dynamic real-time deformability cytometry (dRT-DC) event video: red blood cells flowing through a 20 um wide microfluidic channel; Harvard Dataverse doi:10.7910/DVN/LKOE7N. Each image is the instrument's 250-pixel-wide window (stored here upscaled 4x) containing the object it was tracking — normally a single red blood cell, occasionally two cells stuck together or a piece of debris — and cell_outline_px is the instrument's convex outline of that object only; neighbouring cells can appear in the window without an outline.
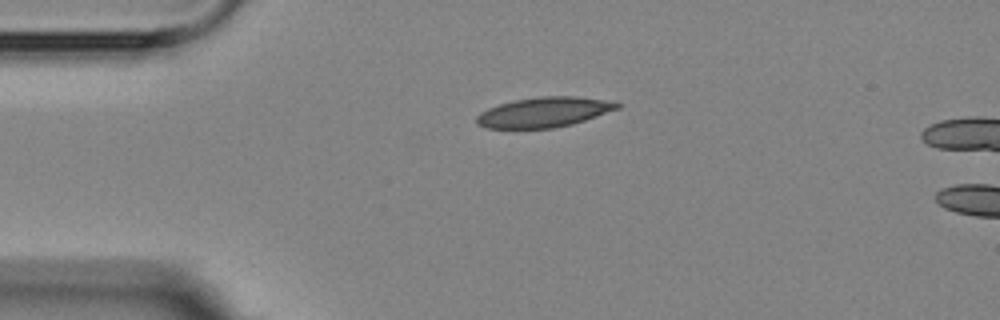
{"species": "Egyptian fruit bat (a non-hibernating species)", "species_latin": "Rousettus aegyptiacus", "temperature_condition": "room temperature", "stored_images_in_passage": 2, "camera_frame_rate_fps": 3000, "um_per_image_px": 0.085, "animal": {"sex": "female"}, "frame": {"image": 1, "passage_image": 1, "time_ms": 0.0, "image_size_px": [1000, 320], "cell_outline_px": [[620, 108], [572, 124], [552, 128], [488, 128], [476, 124], [476, 116], [480, 112], [488, 108], [500, 104], [516, 100], [540, 96], [576, 96], [616, 100], [620, 104]], "centroid_in_image_um": [46.28, 9.52], "position_along_channel_um": 38.7, "area_um2": 24.68}}